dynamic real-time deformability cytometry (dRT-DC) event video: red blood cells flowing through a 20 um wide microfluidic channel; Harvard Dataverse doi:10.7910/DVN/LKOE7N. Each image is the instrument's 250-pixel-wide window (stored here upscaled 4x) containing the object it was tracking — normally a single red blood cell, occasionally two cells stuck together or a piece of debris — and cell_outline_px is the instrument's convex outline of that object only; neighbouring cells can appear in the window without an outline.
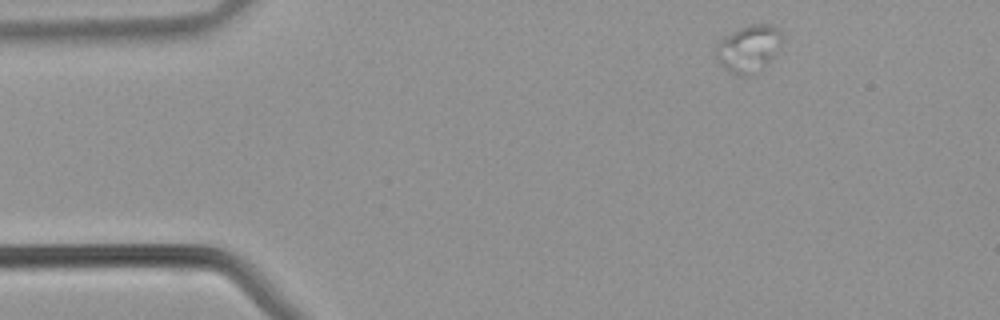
{"species": "common noctule bat (a hibernating species)", "species_latin": "Nyctalus noctula", "temperature_condition": "warm", "stored_images_in_passage": 37, "camera_frame_rate_fps": 3000, "um_per_image_px": 0.085, "animal": {"sex": "male", "body_mass_g": 21.5, "forearm_length_mm": 52.0}, "frame": {"image": 1, "passage_image": 1, "time_ms": 0.0, "image_size_px": [1000, 320], "cell_outline_px": [[780, 40], [772, 56], [764, 64], [740, 76], [732, 72], [716, 60], [716, 44], [724, 36], [740, 28], [752, 24], [772, 24], [780, 32]], "centroid_in_image_um": [63.55, 4.06], "position_along_channel_um": 21.4, "area_um2": 16.94}}
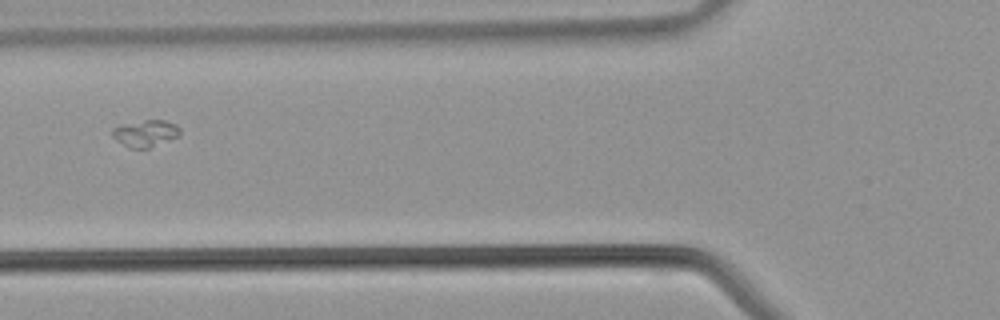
{"frame": {"image": 2, "passage_image": 11, "time_ms": 3.333, "image_size_px": [1000, 320], "cell_outline_px": [[180, 132], [176, 136], [148, 148], [132, 148], [116, 140], [112, 136], [112, 128], [124, 124], [144, 120], [164, 120], [176, 124], [180, 128]], "centroid_in_image_um": [12.34, 11.31], "position_along_channel_um": 113.5, "area_um2": 10.23}}
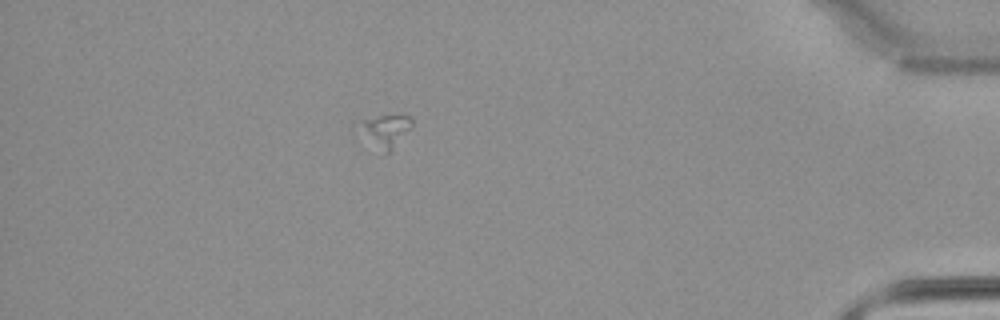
{"frame": {"image": 3, "passage_image": 32, "time_ms": 10.333, "image_size_px": [1000, 320], "cell_outline_px": [[412, 124], [392, 148], [388, 152], [348, 132], [352, 124], [360, 120], [380, 116], [408, 116], [412, 120]], "centroid_in_image_um": [32.45, 11.08], "position_along_channel_um": 402.8, "area_um2": 10.35}}